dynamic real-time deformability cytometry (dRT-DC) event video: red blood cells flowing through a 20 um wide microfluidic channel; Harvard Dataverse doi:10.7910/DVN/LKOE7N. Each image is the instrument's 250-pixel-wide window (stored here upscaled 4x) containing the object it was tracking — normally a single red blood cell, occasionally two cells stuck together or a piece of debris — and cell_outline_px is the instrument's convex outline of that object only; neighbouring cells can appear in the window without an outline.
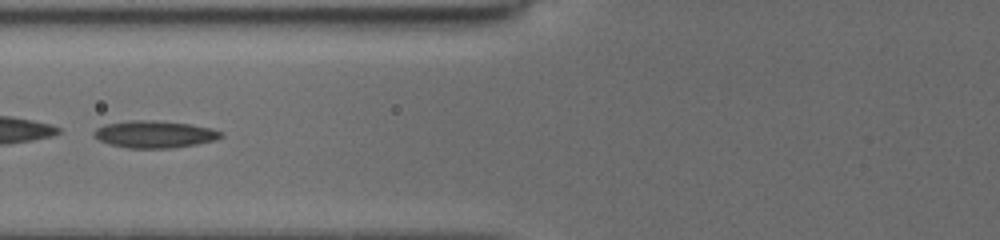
{"species": "common noctule bat (a hibernating species)", "species_latin": "Nyctalus noctula", "temperature_condition": "cold", "stored_images_in_passage": 7, "camera_frame_rate_fps": 3000, "um_per_image_px": 0.085, "animal": {"sex": "female", "body_mass_g": 19.5, "forearm_length_mm": 54.1}, "frame": {"image": 1, "passage_image": 6, "time_ms": 2.667, "image_size_px": [1000, 240], "cell_outline_px": [[224, 136], [216, 140], [196, 144], [172, 148], [128, 148], [108, 144], [92, 136], [92, 132], [96, 128], [104, 124], [128, 120], [156, 120], [192, 124], [212, 128], [224, 132]], "centroid_in_image_um": [13.14, 11.4], "position_along_channel_um": 112.7, "area_um2": 20.46}}